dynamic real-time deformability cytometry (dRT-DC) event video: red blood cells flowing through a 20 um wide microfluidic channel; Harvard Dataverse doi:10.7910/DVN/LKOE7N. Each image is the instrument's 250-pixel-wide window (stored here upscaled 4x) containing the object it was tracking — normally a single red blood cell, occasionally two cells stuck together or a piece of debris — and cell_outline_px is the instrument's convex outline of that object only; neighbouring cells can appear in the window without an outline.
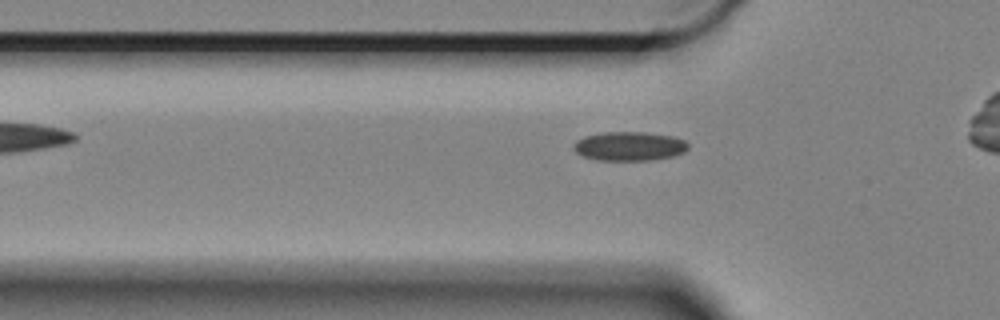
{"species": "Egyptian fruit bat (a non-hibernating species)", "species_latin": "Rousettus aegyptiacus", "temperature_condition": "cold", "stored_images_in_passage": 33, "camera_frame_rate_fps": 3000, "um_per_image_px": 0.085, "animal": {"sex": "female"}, "frame": {"image": 1, "passage_image": 2, "time_ms": 0.333, "image_size_px": [1000, 320], "cell_outline_px": [[688, 148], [684, 152], [672, 156], [652, 160], [596, 160], [584, 156], [576, 152], [572, 148], [572, 144], [576, 140], [584, 136], [604, 132], [644, 132], [672, 136], [684, 140], [688, 144]], "centroid_in_image_um": [53.46, 12.42], "position_along_channel_um": 72.3, "area_um2": 19.42}}
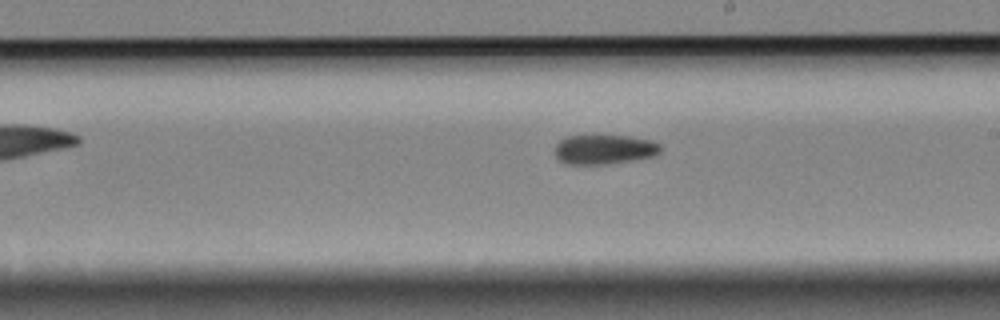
{"frame": {"image": 2, "passage_image": 17, "time_ms": 5.333, "image_size_px": [1000, 320], "cell_outline_px": [[660, 152], [656, 156], [636, 160], [608, 164], [564, 164], [556, 156], [556, 144], [560, 140], [568, 136], [628, 136], [652, 140], [660, 144]], "centroid_in_image_um": [51.4, 12.71], "position_along_channel_um": 237.6, "area_um2": 18.26}}
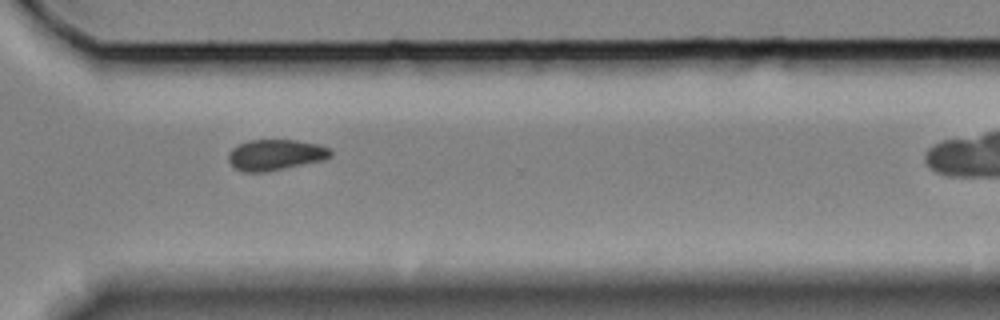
{"frame": {"image": 3, "passage_image": 27, "time_ms": 8.667, "image_size_px": [1000, 320], "cell_outline_px": [[332, 156], [324, 160], [268, 172], [244, 172], [236, 168], [228, 160], [228, 152], [232, 148], [240, 144], [252, 140], [296, 140], [316, 144], [328, 148], [332, 152]], "centroid_in_image_um": [23.42, 13.17], "position_along_channel_um": 347.2, "area_um2": 18.32}}